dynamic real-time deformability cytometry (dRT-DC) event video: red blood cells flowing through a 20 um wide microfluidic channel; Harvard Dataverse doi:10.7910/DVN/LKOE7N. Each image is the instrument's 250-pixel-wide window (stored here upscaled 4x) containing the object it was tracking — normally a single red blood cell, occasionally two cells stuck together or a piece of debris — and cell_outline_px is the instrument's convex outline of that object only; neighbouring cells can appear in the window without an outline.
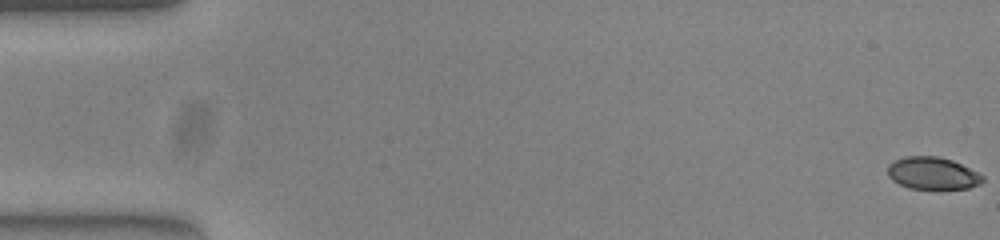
{"species": "common noctule bat (a hibernating species)", "species_latin": "Nyctalus noctula", "temperature_condition": "warm", "stored_images_in_passage": 54, "camera_frame_rate_fps": 3000, "um_per_image_px": 0.085, "animal": {"sex": "female", "body_mass_g": 23.0, "forearm_length_mm": 53.4}, "frame": {"image": 1, "passage_image": 1, "time_ms": 0.0, "image_size_px": [1000, 240], "cell_outline_px": [[984, 180], [980, 184], [968, 188], [908, 188], [892, 180], [888, 176], [888, 164], [904, 156], [936, 156], [952, 160], [984, 176]], "centroid_in_image_um": [79.25, 14.72], "position_along_channel_um": 5.8, "area_um2": 17.63}}
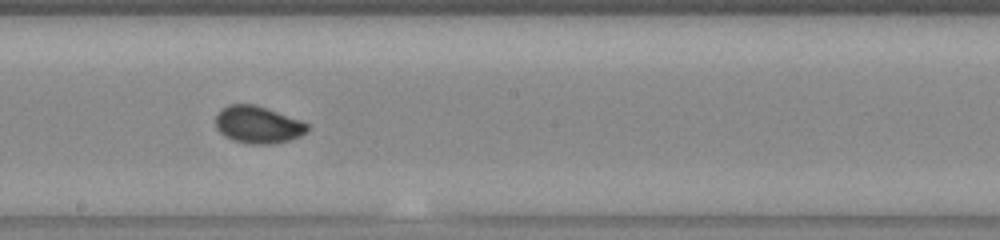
{"frame": {"image": 2, "passage_image": 30, "time_ms": 9.667, "image_size_px": [1000, 240], "cell_outline_px": [[308, 132], [300, 136], [288, 140], [272, 144], [252, 144], [232, 140], [224, 136], [216, 128], [216, 116], [220, 108], [228, 104], [256, 104], [300, 120], [308, 124]], "centroid_in_image_um": [21.9, 10.59], "position_along_channel_um": 226.3, "area_um2": 20.0}}
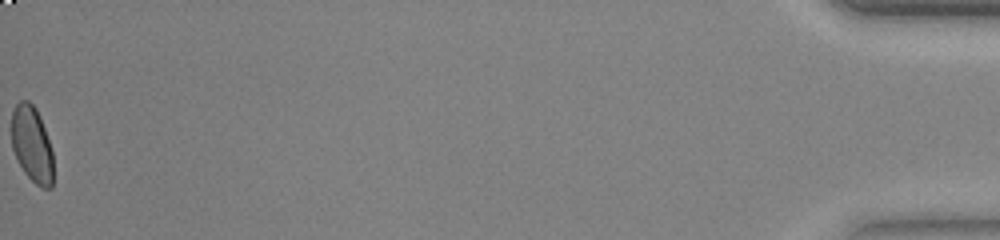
{"frame": {"image": 3, "passage_image": 54, "time_ms": 17.667, "image_size_px": [1000, 240], "cell_outline_px": [[52, 188], [44, 188], [36, 184], [24, 172], [12, 148], [12, 112], [16, 104], [20, 100], [28, 100], [36, 108], [40, 116], [52, 152]], "centroid_in_image_um": [2.7, 12.24], "position_along_channel_um": 432.5, "area_um2": 18.21}, "authors_computed_cell_mechanics": {"area_um2": 19.2474, "velocity_mm_per_s": 3.8963, "shape_relaxation_time_tau1_ms": 4.1718, "shape_relaxation_time_tau2_ms": null, "deformation_change_tau1": 0.1137, "deformation_change_tau2": null}}